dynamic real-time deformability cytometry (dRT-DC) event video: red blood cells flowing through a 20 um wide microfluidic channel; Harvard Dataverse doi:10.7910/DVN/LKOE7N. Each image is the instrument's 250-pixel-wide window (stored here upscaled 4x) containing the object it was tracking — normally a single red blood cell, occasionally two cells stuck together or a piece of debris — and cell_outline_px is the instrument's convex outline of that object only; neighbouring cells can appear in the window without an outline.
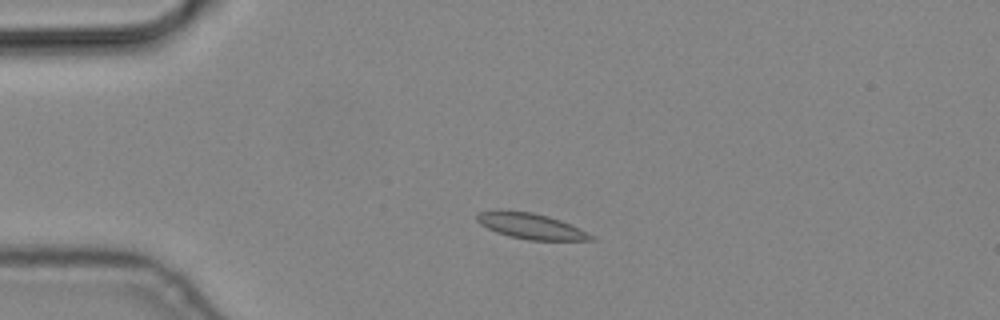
{"species": "common noctule bat (a hibernating species)", "species_latin": "Nyctalus noctula", "temperature_condition": "cold", "stored_images_in_passage": 4, "camera_frame_rate_fps": 3000, "um_per_image_px": 0.085, "animal": {"sex": "male", "body_mass_g": 19.2, "forearm_length_mm": 51.8}, "frame": {"image": 1, "passage_image": 3, "time_ms": 0.667, "image_size_px": [1000, 320], "cell_outline_px": [[596, 240], [528, 240], [508, 236], [496, 232], [480, 224], [476, 220], [476, 216], [480, 212], [532, 212], [548, 216], [560, 220], [596, 236]], "centroid_in_image_um": [45.19, 19.26], "position_along_channel_um": 39.8, "area_um2": 16.59}}